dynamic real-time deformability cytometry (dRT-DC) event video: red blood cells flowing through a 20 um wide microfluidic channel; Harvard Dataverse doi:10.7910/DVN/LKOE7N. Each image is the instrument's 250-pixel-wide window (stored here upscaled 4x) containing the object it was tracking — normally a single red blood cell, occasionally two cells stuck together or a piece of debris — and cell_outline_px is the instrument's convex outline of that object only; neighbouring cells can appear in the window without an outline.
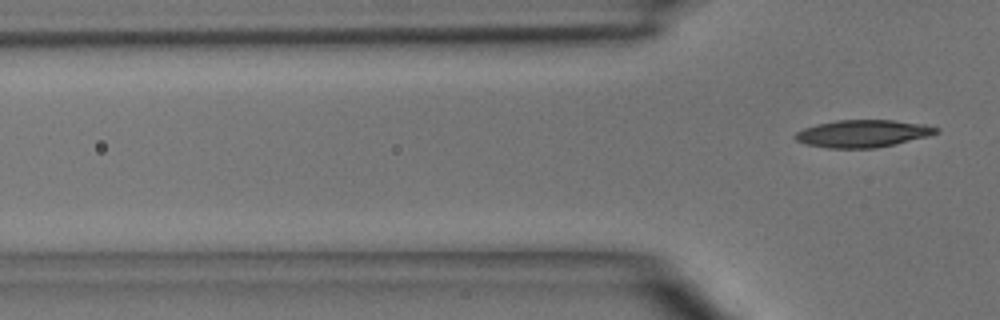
{"species": "common noctule bat (a hibernating species)", "species_latin": "Nyctalus noctula", "temperature_condition": "room temperature", "stored_images_in_passage": 3, "camera_frame_rate_fps": 3000, "um_per_image_px": 0.085, "animal": {"sex": "male", "body_mass_g": 15.6}, "frame": {"image": 1, "passage_image": 3, "time_ms": 3.333, "image_size_px": [1000, 320], "cell_outline_px": [[940, 132], [928, 136], [876, 148], [828, 148], [804, 144], [796, 140], [792, 136], [796, 132], [804, 128], [816, 124], [836, 120], [892, 120], [928, 124], [940, 128]], "centroid_in_image_um": [73.34, 11.34], "position_along_channel_um": 52.5, "area_um2": 22.66}}